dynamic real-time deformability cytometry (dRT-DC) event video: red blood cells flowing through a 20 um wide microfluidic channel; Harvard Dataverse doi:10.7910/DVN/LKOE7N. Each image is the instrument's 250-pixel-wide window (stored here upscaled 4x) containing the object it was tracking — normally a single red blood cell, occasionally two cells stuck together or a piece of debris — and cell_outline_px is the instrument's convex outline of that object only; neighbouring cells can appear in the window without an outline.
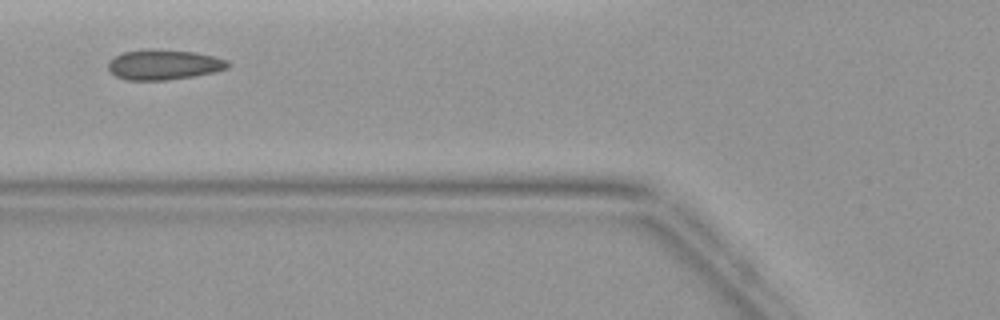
{"species": "common noctule bat (a hibernating species)", "species_latin": "Nyctalus noctula", "temperature_condition": "warm", "stored_images_in_passage": 3, "camera_frame_rate_fps": 3000, "um_per_image_px": 0.085, "animal": {"sex": "female", "body_mass_g": 19.9}, "frame": {"image": 1, "passage_image": 3, "time_ms": 2.333, "image_size_px": [1000, 320], "cell_outline_px": [[232, 64], [228, 68], [212, 72], [192, 76], [164, 80], [128, 80], [116, 76], [108, 68], [108, 64], [116, 56], [124, 52], [196, 52], [228, 60]], "centroid_in_image_um": [13.98, 5.54], "position_along_channel_um": 111.8, "area_um2": 19.83}}